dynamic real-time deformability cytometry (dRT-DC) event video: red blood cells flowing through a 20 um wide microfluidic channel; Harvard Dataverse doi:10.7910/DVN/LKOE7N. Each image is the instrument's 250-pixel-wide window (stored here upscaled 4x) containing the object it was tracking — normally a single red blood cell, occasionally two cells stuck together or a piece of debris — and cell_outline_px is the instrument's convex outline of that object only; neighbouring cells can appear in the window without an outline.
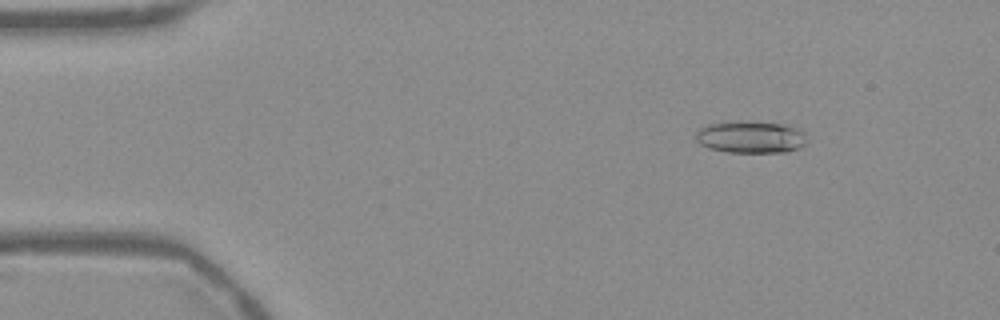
{"species": "Egyptian fruit bat (a non-hibernating species)", "species_latin": "Rousettus aegyptiacus", "temperature_condition": "warm", "stored_images_in_passage": 54, "camera_frame_rate_fps": 3000, "um_per_image_px": 0.085, "frame": {"image": 1, "passage_image": 7, "time_ms": 2.0, "image_size_px": [1000, 320], "cell_outline_px": [[808, 140], [800, 148], [788, 152], [724, 152], [708, 148], [700, 144], [696, 140], [696, 132], [700, 128], [708, 124], [736, 120], [740, 120], [784, 124], [800, 128], [808, 136]], "centroid_in_image_um": [63.84, 11.64], "position_along_channel_um": 21.2, "area_um2": 21.33}}
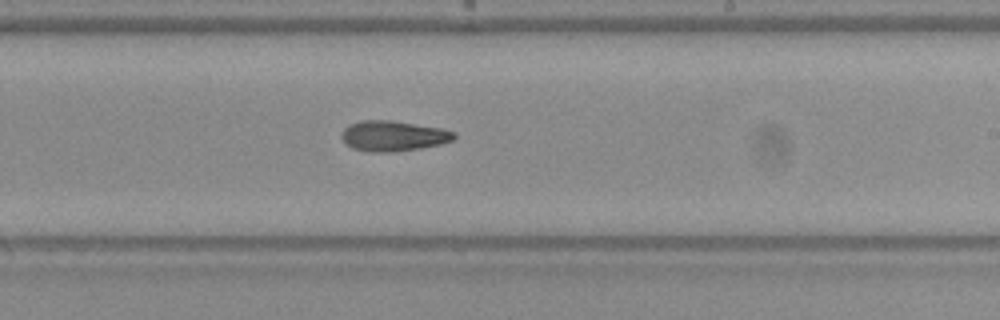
{"frame": {"image": 2, "passage_image": 32, "time_ms": 10.333, "image_size_px": [1000, 320], "cell_outline_px": [[456, 140], [440, 144], [420, 148], [396, 152], [372, 152], [352, 148], [340, 136], [344, 128], [348, 124], [360, 120], [392, 120], [440, 128], [456, 132]], "centroid_in_image_um": [33.44, 11.55], "position_along_channel_um": 255.6, "area_um2": 20.06}}
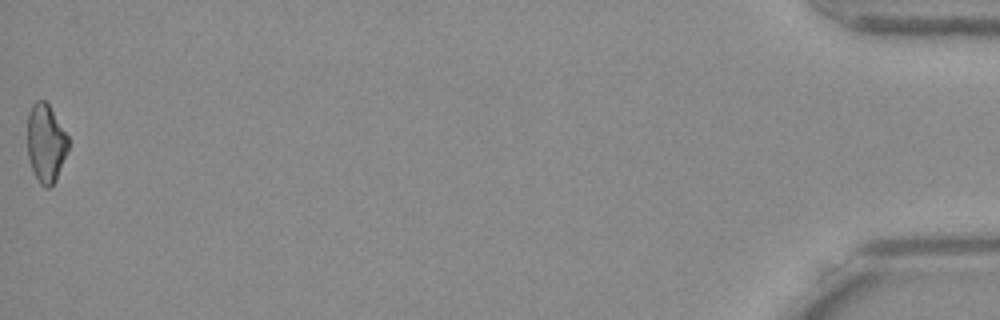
{"frame": {"image": 3, "passage_image": 54, "time_ms": 17.667, "image_size_px": [1000, 320], "cell_outline_px": [[68, 148], [56, 180], [48, 188], [44, 188], [40, 184], [32, 168], [28, 156], [28, 112], [32, 104], [36, 100], [44, 100], [48, 104], [68, 136]], "centroid_in_image_um": [3.89, 12.16], "position_along_channel_um": 431.3, "area_um2": 18.38}, "authors_computed_cell_mechanics": {"area_um2": 19.9988, "velocity_mm_per_s": 3.7743, "shape_relaxation_time_tau1_ms": null, "shape_relaxation_time_tau2_ms": 8.1053, "deformation_change_tau1": null, "deformation_change_tau2": 0.1883}}